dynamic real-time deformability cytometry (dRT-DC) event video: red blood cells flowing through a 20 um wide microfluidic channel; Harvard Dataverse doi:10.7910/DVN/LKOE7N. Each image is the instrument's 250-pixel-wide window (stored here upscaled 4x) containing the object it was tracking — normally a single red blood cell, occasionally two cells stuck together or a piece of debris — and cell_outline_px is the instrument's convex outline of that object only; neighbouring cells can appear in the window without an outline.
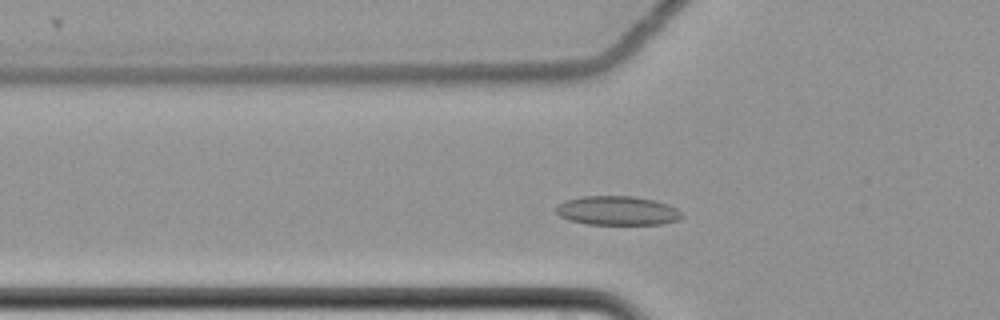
{"species": "common noctule bat (a hibernating species)", "species_latin": "Nyctalus noctula", "temperature_condition": "cold", "stored_images_in_passage": 51, "camera_frame_rate_fps": 3000, "um_per_image_px": 0.085, "animal": {"sex": "female", "body_mass_g": 22.7, "forearm_length_mm": 54.2}, "frame": {"image": 1, "passage_image": 12, "time_ms": 3.667, "image_size_px": [1000, 320], "cell_outline_px": [[684, 216], [680, 220], [660, 224], [588, 224], [568, 220], [560, 216], [556, 212], [556, 208], [564, 200], [580, 196], [632, 196], [652, 200], [668, 204], [676, 208]], "centroid_in_image_um": [52.47, 17.9], "position_along_channel_um": 73.3, "area_um2": 21.33}}
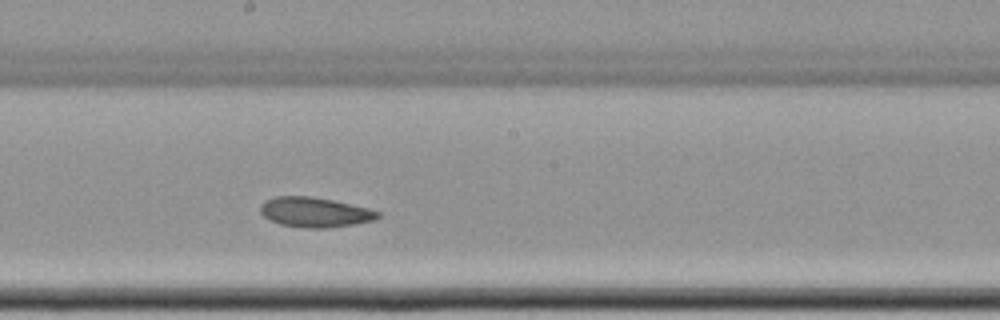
{"frame": {"image": 2, "passage_image": 25, "time_ms": 8.0, "image_size_px": [1000, 320], "cell_outline_px": [[380, 216], [376, 220], [328, 228], [308, 228], [280, 224], [264, 216], [260, 212], [260, 204], [264, 200], [276, 196], [312, 196], [332, 200], [368, 208], [380, 212]], "centroid_in_image_um": [26.75, 18.03], "position_along_channel_um": 221.4, "area_um2": 20.4}}
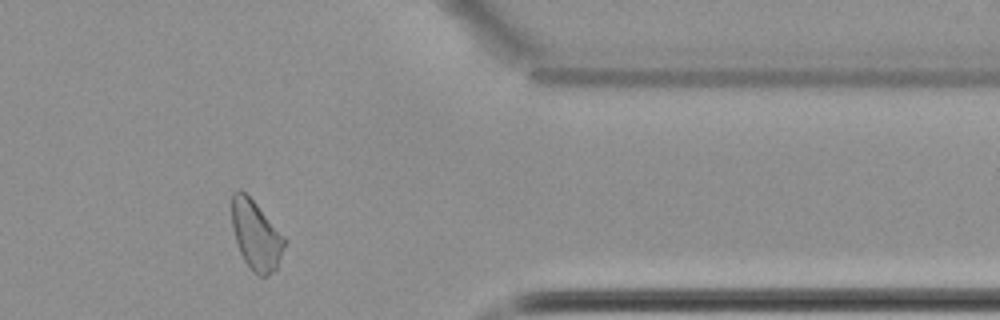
{"frame": {"image": 3, "passage_image": 41, "time_ms": 13.333, "image_size_px": [1000, 320], "cell_outline_px": [[284, 244], [276, 268], [268, 276], [260, 276], [244, 260], [240, 252], [232, 228], [232, 192], [236, 188], [240, 188], [256, 204], [284, 236]], "centroid_in_image_um": [21.72, 19.95], "position_along_channel_um": 389.7, "area_um2": 20.63}, "authors_computed_cell_mechanics": {"area_um2": 21.097, "velocity_mm_per_s": 3.4498, "shape_relaxation_time_tau1_ms": null, "shape_relaxation_time_tau2_ms": 4.5069, "deformation_change_tau1": null, "deformation_change_tau2": 0.0799}}